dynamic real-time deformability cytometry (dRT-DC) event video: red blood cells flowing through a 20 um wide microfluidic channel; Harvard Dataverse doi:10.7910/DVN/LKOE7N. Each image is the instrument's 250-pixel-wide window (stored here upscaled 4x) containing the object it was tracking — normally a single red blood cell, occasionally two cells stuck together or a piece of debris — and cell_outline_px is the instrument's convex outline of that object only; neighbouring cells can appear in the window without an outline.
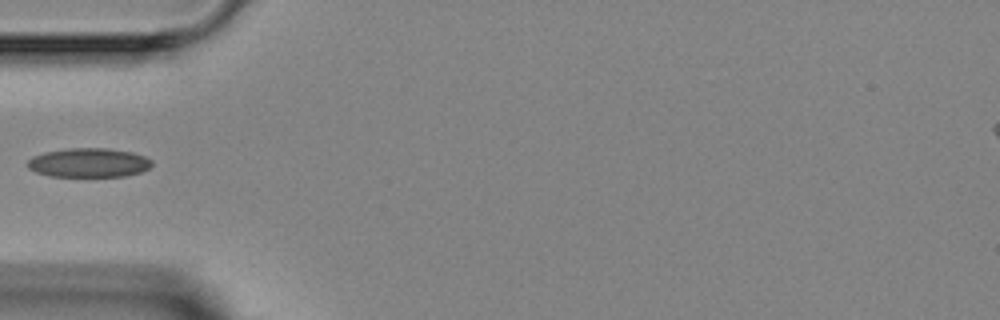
{"species": "Egyptian fruit bat (a non-hibernating species)", "species_latin": "Rousettus aegyptiacus", "temperature_condition": "room temperature", "stored_images_in_passage": 6, "camera_frame_rate_fps": 3000, "um_per_image_px": 0.085, "animal": {"sex": "female"}, "frame": {"image": 1, "passage_image": 5, "time_ms": 4.667, "image_size_px": [1000, 320], "cell_outline_px": [[152, 164], [148, 168], [140, 172], [124, 176], [52, 176], [36, 172], [28, 168], [28, 160], [32, 156], [44, 152], [68, 148], [108, 148], [132, 152], [144, 156], [152, 160]], "centroid_in_image_um": [7.54, 13.82], "position_along_channel_um": 77.5, "area_um2": 21.04}}
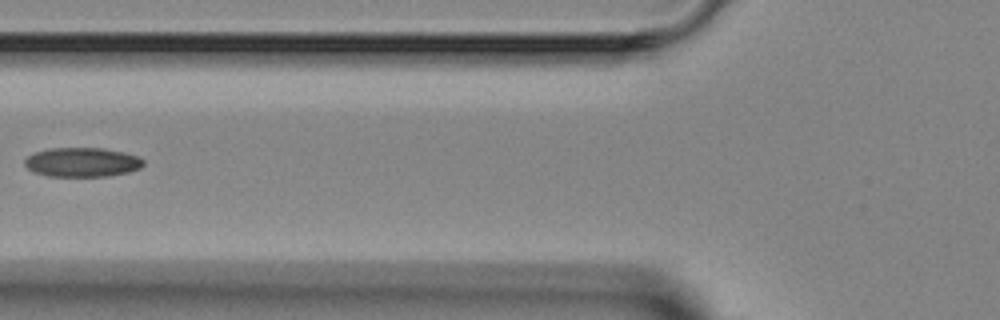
{"frame": {"image": 2, "passage_image": 6, "time_ms": 5.667, "image_size_px": [1000, 320], "cell_outline_px": [[144, 164], [140, 168], [128, 172], [108, 176], [48, 176], [36, 172], [28, 168], [24, 164], [24, 160], [28, 156], [36, 152], [48, 148], [104, 148], [124, 152], [140, 156], [144, 160]], "centroid_in_image_um": [7.02, 13.78], "position_along_channel_um": 118.8, "area_um2": 20.29}}